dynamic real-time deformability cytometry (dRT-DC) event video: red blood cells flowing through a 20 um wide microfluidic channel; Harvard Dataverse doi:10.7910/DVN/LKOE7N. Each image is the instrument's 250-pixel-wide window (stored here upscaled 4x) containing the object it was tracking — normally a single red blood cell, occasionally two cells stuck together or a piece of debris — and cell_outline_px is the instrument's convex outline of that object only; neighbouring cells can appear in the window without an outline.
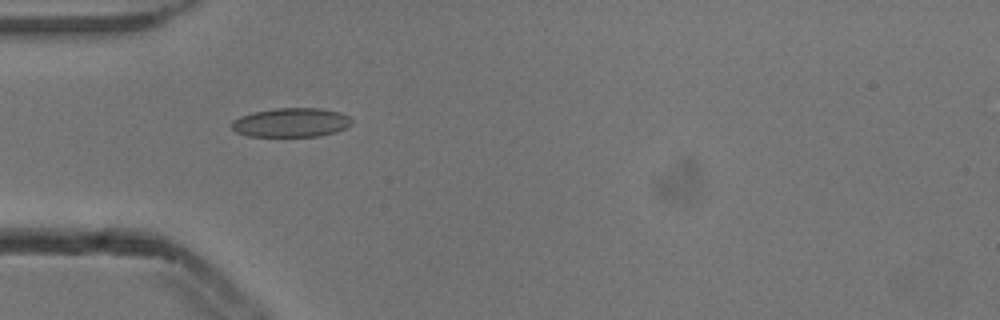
{"species": "common noctule bat (a hibernating species)", "species_latin": "Nyctalus noctula", "temperature_condition": "cold", "stored_images_in_passage": 6, "camera_frame_rate_fps": 3000, "um_per_image_px": 0.085, "animal": {"sex": "male", "body_mass_g": 13.3}, "frame": {"image": 1, "passage_image": 4, "time_ms": 1.0, "image_size_px": [1000, 320], "cell_outline_px": [[352, 124], [336, 132], [320, 136], [248, 136], [236, 132], [232, 128], [232, 120], [240, 116], [252, 112], [276, 108], [320, 108], [340, 112], [348, 116], [352, 120]], "centroid_in_image_um": [24.74, 10.41], "position_along_channel_um": 60.3, "area_um2": 20.4}}
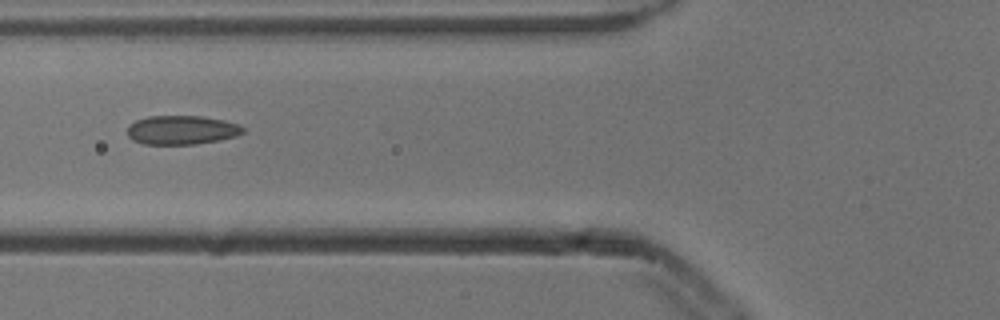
{"frame": {"image": 2, "passage_image": 5, "time_ms": 1.333, "image_size_px": [1000, 320], "cell_outline_px": [[244, 132], [236, 136], [220, 140], [196, 144], [144, 144], [132, 140], [128, 136], [128, 124], [136, 120], [148, 116], [200, 116], [224, 120], [240, 124], [244, 128]], "centroid_in_image_um": [15.45, 11.05], "position_along_channel_um": 110.4, "area_um2": 19.65}}
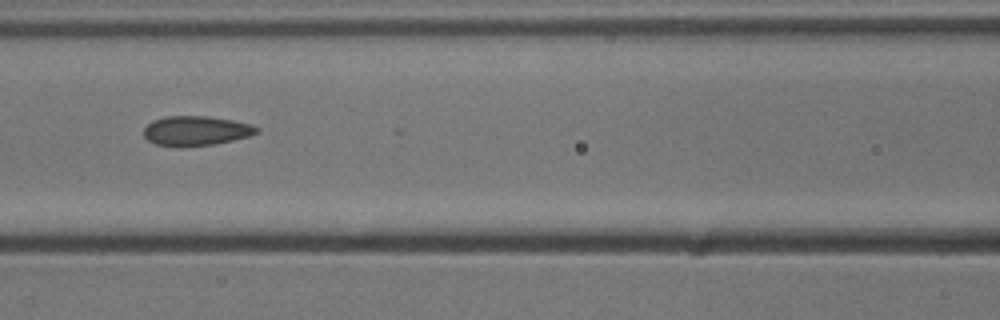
{"frame": {"image": 3, "passage_image": 6, "time_ms": 1.667, "image_size_px": [1000, 320], "cell_outline_px": [[260, 132], [248, 136], [232, 140], [212, 144], [180, 148], [156, 144], [148, 140], [144, 136], [144, 128], [152, 120], [164, 116], [208, 116], [232, 120], [252, 124], [260, 128]], "centroid_in_image_um": [16.65, 11.12], "position_along_channel_um": 149.9, "area_um2": 19.71}}